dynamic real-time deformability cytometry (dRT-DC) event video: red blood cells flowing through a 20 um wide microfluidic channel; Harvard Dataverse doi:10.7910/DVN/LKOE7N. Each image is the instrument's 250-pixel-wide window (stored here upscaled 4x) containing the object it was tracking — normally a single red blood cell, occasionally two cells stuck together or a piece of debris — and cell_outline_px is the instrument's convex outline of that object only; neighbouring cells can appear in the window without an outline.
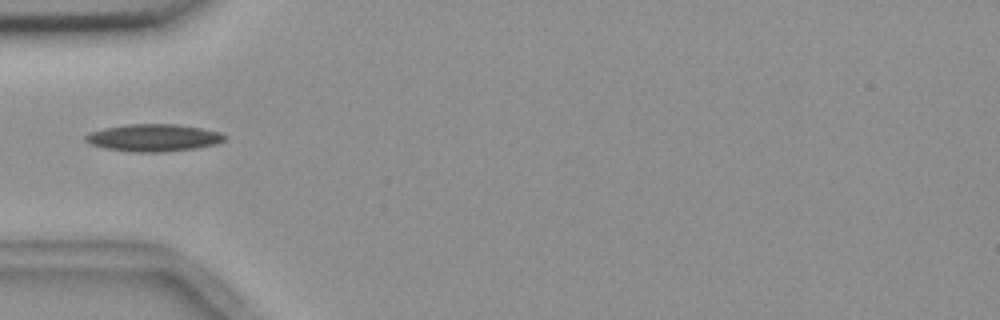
{"species": "common noctule bat (a hibernating species)", "species_latin": "Nyctalus noctula", "temperature_condition": "room temperature", "stored_images_in_passage": 3, "camera_frame_rate_fps": 3000, "um_per_image_px": 0.085, "animal": {"sex": "female", "body_mass_g": 18.4}, "frame": {"image": 1, "passage_image": 3, "time_ms": 2.333, "image_size_px": [1000, 320], "cell_outline_px": [[228, 136], [224, 140], [216, 144], [196, 148], [160, 152], [136, 152], [104, 148], [92, 144], [84, 140], [84, 136], [88, 132], [104, 128], [128, 124], [176, 124], [200, 128], [220, 132]], "centroid_in_image_um": [13.04, 11.7], "position_along_channel_um": 72.0, "area_um2": 22.08}}